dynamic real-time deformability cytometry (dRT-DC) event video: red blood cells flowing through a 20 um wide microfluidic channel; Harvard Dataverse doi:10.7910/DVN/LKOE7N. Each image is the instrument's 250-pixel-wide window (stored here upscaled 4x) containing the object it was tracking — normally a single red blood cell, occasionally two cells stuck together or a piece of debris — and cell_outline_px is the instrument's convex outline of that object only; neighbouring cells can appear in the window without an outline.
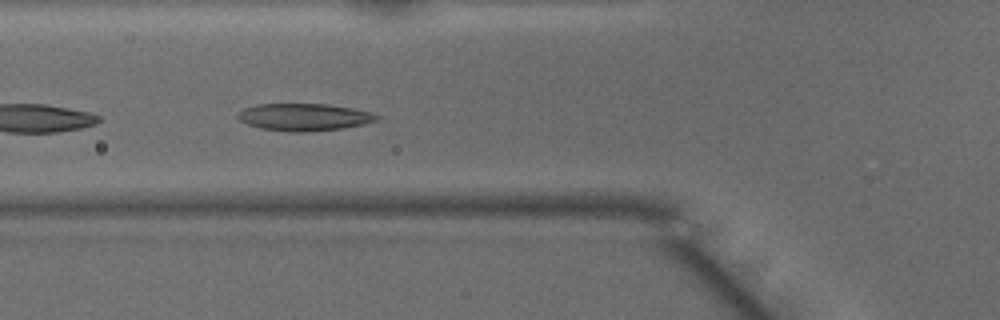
{"species": "common noctule bat (a hibernating species)", "species_latin": "Nyctalus noctula", "temperature_condition": "warm", "stored_images_in_passage": 5, "camera_frame_rate_fps": 3000, "um_per_image_px": 0.085, "animal": {"sex": "male", "body_mass_g": 15.6}, "frame": {"image": 1, "passage_image": 3, "time_ms": 0.667, "image_size_px": [1000, 320], "cell_outline_px": [[380, 116], [376, 120], [360, 124], [340, 128], [308, 132], [292, 132], [260, 128], [248, 124], [240, 120], [236, 116], [236, 112], [244, 108], [256, 104], [328, 104], [352, 108], [372, 112]], "centroid_in_image_um": [25.79, 9.94], "position_along_channel_um": 100.0, "area_um2": 21.96}}